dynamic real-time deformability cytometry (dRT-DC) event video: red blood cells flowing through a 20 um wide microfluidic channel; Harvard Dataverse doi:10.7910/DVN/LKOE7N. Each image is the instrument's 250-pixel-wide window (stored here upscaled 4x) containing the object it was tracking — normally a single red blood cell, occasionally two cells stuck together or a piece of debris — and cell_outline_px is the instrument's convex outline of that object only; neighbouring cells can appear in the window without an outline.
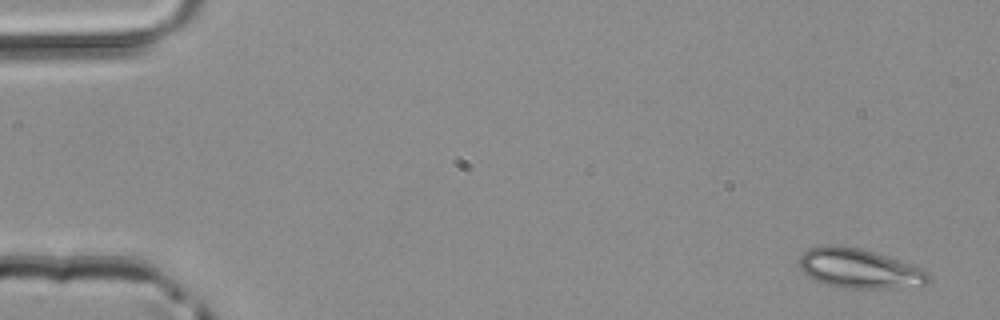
{"species": "common noctule bat (a hibernating species)", "species_latin": "Nyctalus noctula", "temperature_condition": "room temperature", "stored_images_in_passage": 49, "camera_frame_rate_fps": 3000, "um_per_image_px": 0.085, "animal": {"sex": "male", "body_mass_g": 20.4}, "frame": {"image": 1, "passage_image": 1, "time_ms": 0.0, "image_size_px": [1000, 320], "cell_outline_px": [[932, 276], [924, 284], [896, 288], [844, 288], [828, 284], [816, 280], [808, 276], [800, 268], [800, 256], [808, 248], [828, 244], [840, 244], [860, 248], [924, 268]], "centroid_in_image_um": [73.04, 22.81], "position_along_channel_um": 12.0, "area_um2": 29.71}}
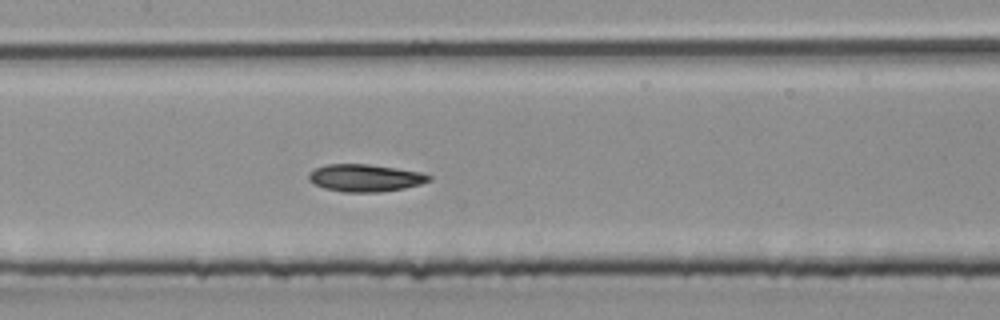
{"frame": {"image": 2, "passage_image": 23, "time_ms": 7.333, "image_size_px": [1000, 320], "cell_outline_px": [[432, 180], [420, 184], [404, 188], [380, 192], [344, 192], [324, 188], [312, 184], [308, 180], [308, 172], [316, 168], [328, 164], [368, 164], [396, 168], [420, 172], [432, 176]], "centroid_in_image_um": [31.01, 15.12], "position_along_channel_um": 176.4, "area_um2": 19.25}}
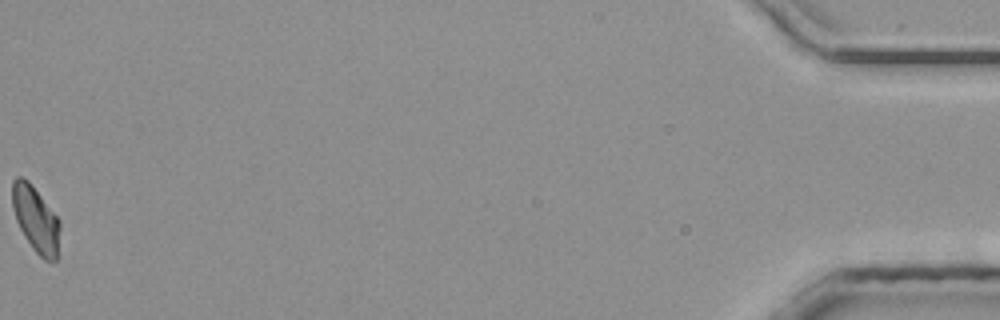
{"frame": {"image": 3, "passage_image": 49, "time_ms": 16.0, "image_size_px": [1000, 320], "cell_outline_px": [[60, 228], [56, 260], [44, 260], [32, 248], [24, 236], [16, 220], [12, 208], [12, 180], [16, 176], [20, 176], [28, 180], [32, 184], [60, 220]], "centroid_in_image_um": [3.02, 18.6], "position_along_channel_um": 432.2, "area_um2": 18.32}}